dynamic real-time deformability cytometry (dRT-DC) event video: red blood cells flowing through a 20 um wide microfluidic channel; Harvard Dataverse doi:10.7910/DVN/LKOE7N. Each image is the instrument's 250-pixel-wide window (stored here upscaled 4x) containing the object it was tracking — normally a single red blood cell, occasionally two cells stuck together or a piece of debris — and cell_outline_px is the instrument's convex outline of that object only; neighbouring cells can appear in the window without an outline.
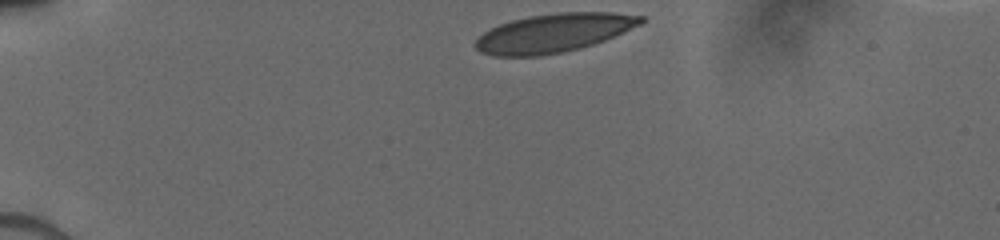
{"species": "human", "species_latin": "Homo sapiens", "temperature_condition": "cold", "stored_images_in_passage": 15, "camera_frame_rate_fps": 3000, "um_per_image_px": 0.085, "donor": {"sex": "male"}, "frame": {"image": 1, "passage_image": 1, "time_ms": 0.0, "image_size_px": [1000, 240], "cell_outline_px": [[644, 20], [640, 24], [604, 40], [580, 48], [564, 52], [540, 56], [496, 56], [480, 52], [472, 44], [484, 32], [500, 24], [512, 20], [528, 16], [556, 12], [612, 12], [644, 16]], "centroid_in_image_um": [47.04, 2.8], "position_along_channel_um": 38.0, "area_um2": 37.11}}
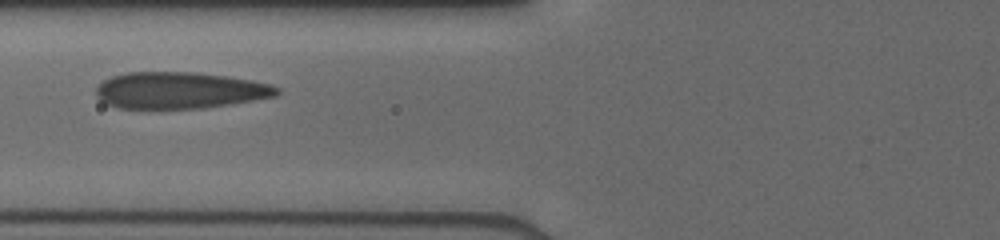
{"frame": {"image": 2, "passage_image": 7, "time_ms": 3.333, "image_size_px": [1000, 240], "cell_outline_px": [[280, 92], [276, 96], [204, 108], [116, 108], [104, 104], [96, 96], [96, 88], [104, 80], [112, 76], [128, 72], [196, 72], [228, 76], [252, 80], [272, 84], [280, 88]], "centroid_in_image_um": [15.27, 7.67], "position_along_channel_um": 110.5, "area_um2": 38.67}}
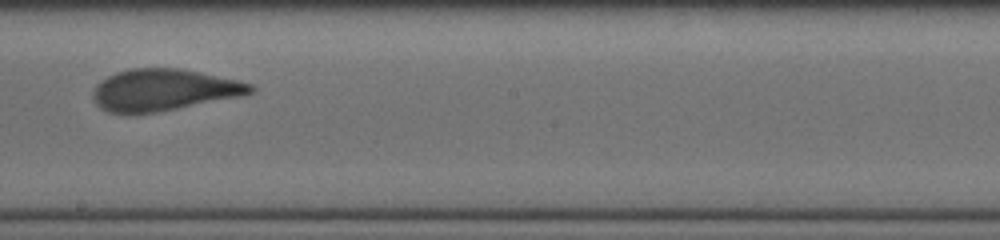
{"frame": {"image": 3, "passage_image": 13, "time_ms": 6.333, "image_size_px": [1000, 240], "cell_outline_px": [[256, 88], [252, 92], [240, 96], [156, 112], [108, 112], [100, 108], [92, 100], [92, 92], [96, 84], [100, 80], [116, 72], [132, 68], [180, 68], [200, 72], [236, 80], [252, 84]], "centroid_in_image_um": [13.87, 7.63], "position_along_channel_um": 234.3, "area_um2": 37.86}}